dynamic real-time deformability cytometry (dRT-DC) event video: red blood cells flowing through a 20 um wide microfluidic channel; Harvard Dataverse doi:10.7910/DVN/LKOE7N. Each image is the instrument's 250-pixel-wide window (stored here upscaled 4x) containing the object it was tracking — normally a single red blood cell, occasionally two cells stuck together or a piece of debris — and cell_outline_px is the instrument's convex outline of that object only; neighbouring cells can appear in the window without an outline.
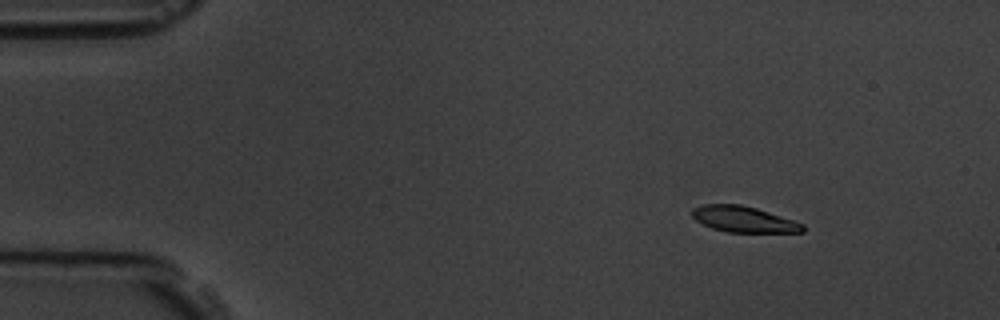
{"species": "common noctule bat (a hibernating species)", "species_latin": "Nyctalus noctula", "temperature_condition": "room temperature", "stored_images_in_passage": 9, "camera_frame_rate_fps": 3000, "um_per_image_px": 0.085, "animal": {"sex": "male", "body_mass_g": 19.5, "forearm_length_mm": 54.6}, "frame": {"image": 1, "passage_image": 2, "time_ms": 2.0, "image_size_px": [1000, 320], "cell_outline_px": [[804, 232], [728, 232], [712, 228], [696, 220], [688, 212], [692, 208], [704, 204], [740, 204], [756, 208], [804, 224]], "centroid_in_image_um": [63.16, 18.63], "position_along_channel_um": 21.8, "area_um2": 16.65}}
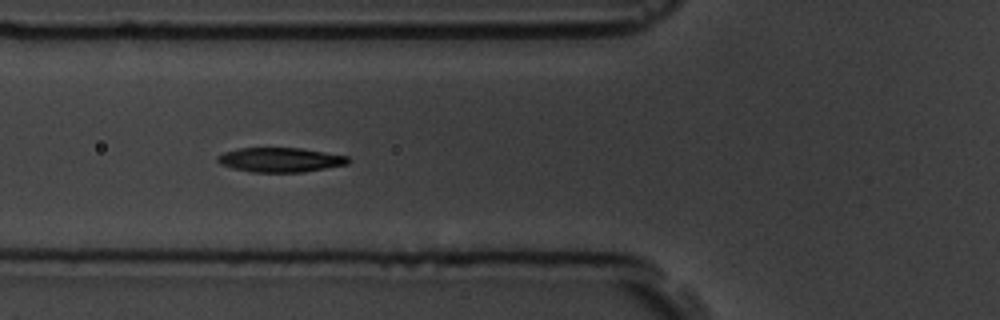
{"frame": {"image": 2, "passage_image": 6, "time_ms": 6.667, "image_size_px": [1000, 320], "cell_outline_px": [[352, 160], [348, 164], [304, 172], [252, 172], [232, 168], [220, 164], [216, 160], [216, 156], [224, 152], [240, 148], [300, 148], [348, 156]], "centroid_in_image_um": [23.82, 13.59], "position_along_channel_um": 102.0, "area_um2": 18.67}}
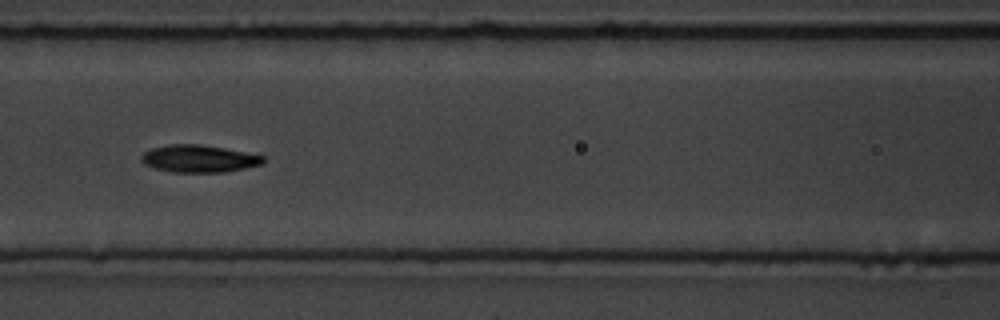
{"frame": {"image": 3, "passage_image": 7, "time_ms": 8.0, "image_size_px": [1000, 320], "cell_outline_px": [[264, 160], [260, 164], [244, 168], [224, 172], [172, 172], [156, 168], [144, 164], [140, 160], [140, 156], [144, 152], [152, 148], [172, 144], [200, 144], [224, 148], [264, 156]], "centroid_in_image_um": [16.86, 13.48], "position_along_channel_um": 149.7, "area_um2": 19.19}}